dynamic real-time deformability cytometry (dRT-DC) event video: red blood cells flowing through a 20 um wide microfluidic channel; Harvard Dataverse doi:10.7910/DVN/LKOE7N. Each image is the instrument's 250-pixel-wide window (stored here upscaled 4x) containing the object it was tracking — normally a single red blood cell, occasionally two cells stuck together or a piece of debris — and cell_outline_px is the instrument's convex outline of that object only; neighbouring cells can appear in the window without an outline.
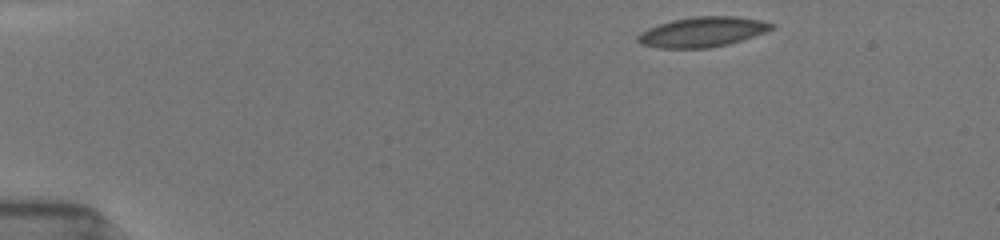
{"species": "common noctule bat (a hibernating species)", "species_latin": "Nyctalus noctula", "temperature_condition": "room temperature", "stored_images_in_passage": 45, "camera_frame_rate_fps": 3000, "um_per_image_px": 0.085, "animal": {"sex": "female", "body_mass_g": 19.5, "forearm_length_mm": 54.1}, "frame": {"image": 1, "passage_image": 1, "time_ms": 0.0, "image_size_px": [1000, 240], "cell_outline_px": [[776, 28], [728, 44], [708, 48], [660, 48], [640, 44], [636, 40], [636, 36], [640, 32], [648, 28], [672, 20], [696, 16], [736, 16], [760, 20], [776, 24]], "centroid_in_image_um": [59.69, 2.71], "position_along_channel_um": 25.3, "area_um2": 23.35}}
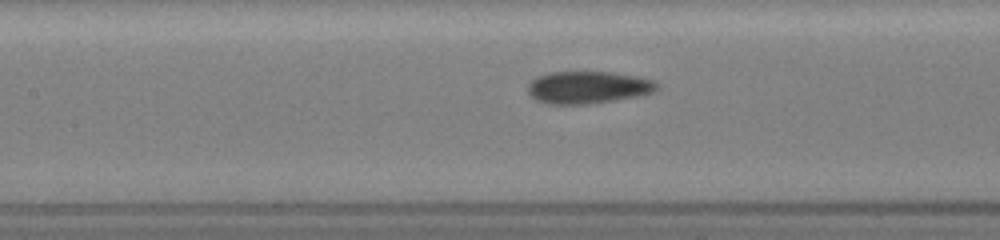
{"frame": {"image": 2, "passage_image": 18, "time_ms": 5.667, "image_size_px": [1000, 240], "cell_outline_px": [[656, 88], [652, 92], [636, 96], [588, 104], [544, 104], [536, 100], [528, 92], [528, 84], [536, 76], [548, 72], [612, 72], [652, 80], [656, 84]], "centroid_in_image_um": [49.88, 7.43], "position_along_channel_um": 157.5, "area_um2": 23.99}}
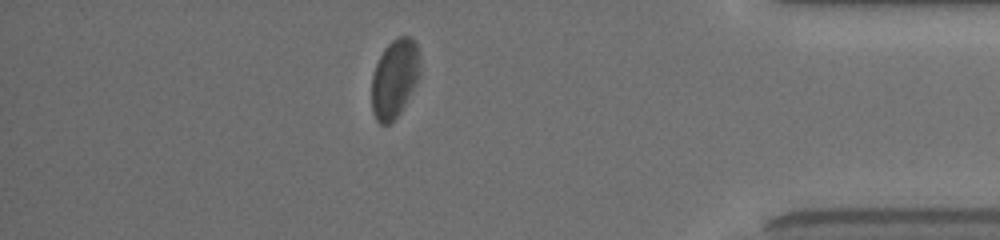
{"frame": {"image": 3, "passage_image": 39, "time_ms": 12.667, "image_size_px": [1000, 240], "cell_outline_px": [[420, 76], [412, 92], [400, 112], [388, 124], [380, 124], [376, 120], [372, 112], [372, 76], [376, 64], [384, 48], [392, 40], [400, 36], [412, 36], [416, 44], [420, 56]], "centroid_in_image_um": [33.55, 6.64], "position_along_channel_um": 401.6, "area_um2": 22.25}, "authors_computed_cell_mechanics": {"area_um2": 23.8714, "velocity_mm_per_s": 3.9321, "shape_relaxation_time_tau1_ms": 5.8212, "shape_relaxation_time_tau2_ms": 1.7169, "deformation_change_tau1": 0.1374, "deformation_change_tau2": 0.092}}